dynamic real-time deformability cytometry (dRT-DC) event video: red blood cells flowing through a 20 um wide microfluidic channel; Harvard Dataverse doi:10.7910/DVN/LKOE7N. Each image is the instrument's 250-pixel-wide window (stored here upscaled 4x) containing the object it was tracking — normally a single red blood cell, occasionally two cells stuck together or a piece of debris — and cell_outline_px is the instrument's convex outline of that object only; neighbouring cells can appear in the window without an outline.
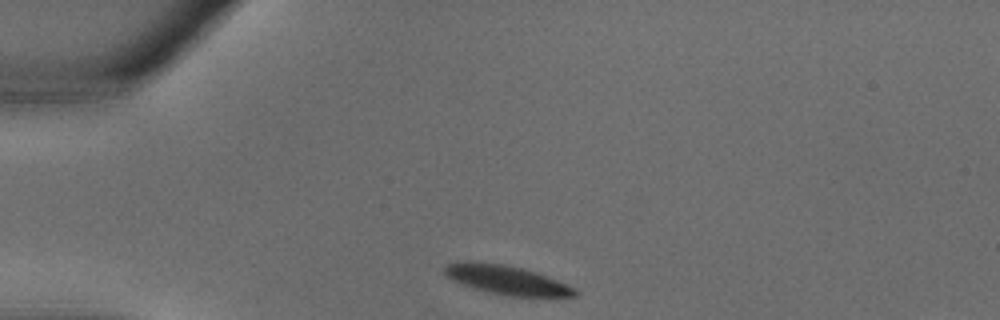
{"species": "common noctule bat (a hibernating species)", "species_latin": "Nyctalus noctula", "temperature_condition": "warm", "stored_images_in_passage": 27, "camera_frame_rate_fps": 3000, "um_per_image_px": 0.085, "animal": {"sex": "male", "body_mass_g": 18.8}, "frame": {"image": 1, "passage_image": 1, "time_ms": 0.0, "image_size_px": [1000, 320], "cell_outline_px": [[580, 292], [576, 296], [508, 296], [460, 284], [444, 276], [444, 268], [448, 264], [468, 260], [504, 264], [520, 268], [548, 276], [576, 288]], "centroid_in_image_um": [43.05, 23.78], "position_along_channel_um": 42.0, "area_um2": 21.96}}
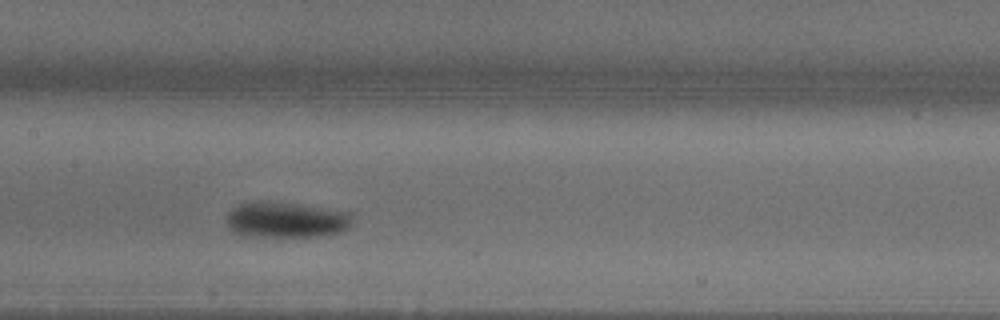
{"frame": {"image": 2, "passage_image": 10, "time_ms": 3.0, "image_size_px": [1000, 320], "cell_outline_px": [[352, 220], [348, 228], [340, 232], [320, 236], [244, 236], [228, 228], [224, 216], [236, 204], [248, 200], [268, 200], [300, 204], [352, 212]], "centroid_in_image_um": [24.25, 18.65], "position_along_channel_um": 183.1, "area_um2": 26.93}}
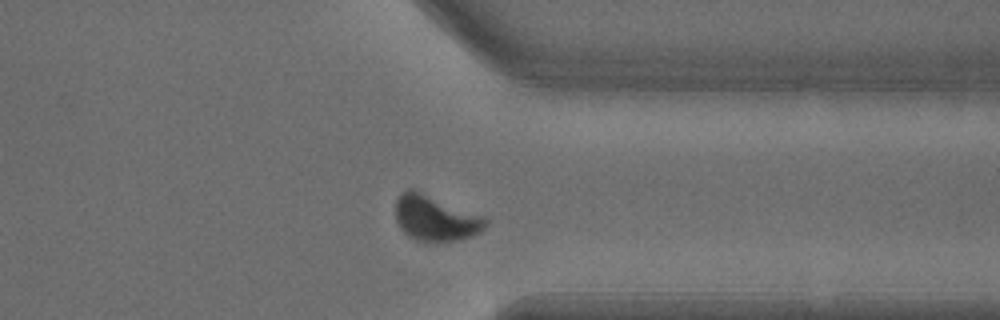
{"frame": {"image": 3, "passage_image": 20, "time_ms": 6.333, "image_size_px": [1000, 320], "cell_outline_px": [[488, 224], [480, 232], [472, 236], [456, 240], [416, 240], [408, 236], [400, 228], [396, 220], [396, 200], [408, 188], [412, 188], [484, 216], [488, 220]], "centroid_in_image_um": [37.02, 18.53], "position_along_channel_um": 374.4, "area_um2": 23.58}}